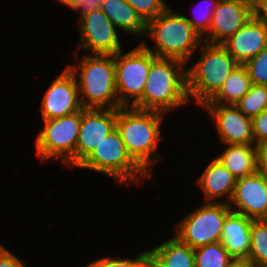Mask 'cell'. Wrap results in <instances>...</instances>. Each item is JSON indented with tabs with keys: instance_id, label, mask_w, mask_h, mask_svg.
I'll list each match as a JSON object with an SVG mask.
<instances>
[{
	"instance_id": "9c48e42d",
	"label": "cell",
	"mask_w": 267,
	"mask_h": 267,
	"mask_svg": "<svg viewBox=\"0 0 267 267\" xmlns=\"http://www.w3.org/2000/svg\"><path fill=\"white\" fill-rule=\"evenodd\" d=\"M114 63L118 102L122 107H133L142 98L152 52L140 44L126 53H116Z\"/></svg>"
},
{
	"instance_id": "44dd1931",
	"label": "cell",
	"mask_w": 267,
	"mask_h": 267,
	"mask_svg": "<svg viewBox=\"0 0 267 267\" xmlns=\"http://www.w3.org/2000/svg\"><path fill=\"white\" fill-rule=\"evenodd\" d=\"M101 10L116 29L137 37L145 34L146 23L126 0H103Z\"/></svg>"
},
{
	"instance_id": "e0dca14e",
	"label": "cell",
	"mask_w": 267,
	"mask_h": 267,
	"mask_svg": "<svg viewBox=\"0 0 267 267\" xmlns=\"http://www.w3.org/2000/svg\"><path fill=\"white\" fill-rule=\"evenodd\" d=\"M253 221V219L233 211L226 216L220 242L233 258H248Z\"/></svg>"
},
{
	"instance_id": "d6986e66",
	"label": "cell",
	"mask_w": 267,
	"mask_h": 267,
	"mask_svg": "<svg viewBox=\"0 0 267 267\" xmlns=\"http://www.w3.org/2000/svg\"><path fill=\"white\" fill-rule=\"evenodd\" d=\"M216 159L237 179L258 171L256 145L227 144Z\"/></svg>"
},
{
	"instance_id": "d6a6232c",
	"label": "cell",
	"mask_w": 267,
	"mask_h": 267,
	"mask_svg": "<svg viewBox=\"0 0 267 267\" xmlns=\"http://www.w3.org/2000/svg\"><path fill=\"white\" fill-rule=\"evenodd\" d=\"M258 171L267 176V140L256 145Z\"/></svg>"
},
{
	"instance_id": "d4e9b609",
	"label": "cell",
	"mask_w": 267,
	"mask_h": 267,
	"mask_svg": "<svg viewBox=\"0 0 267 267\" xmlns=\"http://www.w3.org/2000/svg\"><path fill=\"white\" fill-rule=\"evenodd\" d=\"M235 106L247 117L251 119L256 117L267 109V86L252 84Z\"/></svg>"
},
{
	"instance_id": "e575fe53",
	"label": "cell",
	"mask_w": 267,
	"mask_h": 267,
	"mask_svg": "<svg viewBox=\"0 0 267 267\" xmlns=\"http://www.w3.org/2000/svg\"><path fill=\"white\" fill-rule=\"evenodd\" d=\"M227 267H256L247 259L234 258Z\"/></svg>"
},
{
	"instance_id": "5bb4252c",
	"label": "cell",
	"mask_w": 267,
	"mask_h": 267,
	"mask_svg": "<svg viewBox=\"0 0 267 267\" xmlns=\"http://www.w3.org/2000/svg\"><path fill=\"white\" fill-rule=\"evenodd\" d=\"M116 128V109H81L75 168Z\"/></svg>"
},
{
	"instance_id": "2e32d148",
	"label": "cell",
	"mask_w": 267,
	"mask_h": 267,
	"mask_svg": "<svg viewBox=\"0 0 267 267\" xmlns=\"http://www.w3.org/2000/svg\"><path fill=\"white\" fill-rule=\"evenodd\" d=\"M238 64L245 65L267 46V24L256 12L222 44Z\"/></svg>"
},
{
	"instance_id": "9a60e30c",
	"label": "cell",
	"mask_w": 267,
	"mask_h": 267,
	"mask_svg": "<svg viewBox=\"0 0 267 267\" xmlns=\"http://www.w3.org/2000/svg\"><path fill=\"white\" fill-rule=\"evenodd\" d=\"M235 204V208L231 205ZM233 212L253 220H263L267 215V176L259 171L237 179L228 203Z\"/></svg>"
},
{
	"instance_id": "1f68e13d",
	"label": "cell",
	"mask_w": 267,
	"mask_h": 267,
	"mask_svg": "<svg viewBox=\"0 0 267 267\" xmlns=\"http://www.w3.org/2000/svg\"><path fill=\"white\" fill-rule=\"evenodd\" d=\"M103 0H77V2L73 6L74 11H78L80 15H84L91 11H96L101 9V4Z\"/></svg>"
},
{
	"instance_id": "603a6c76",
	"label": "cell",
	"mask_w": 267,
	"mask_h": 267,
	"mask_svg": "<svg viewBox=\"0 0 267 267\" xmlns=\"http://www.w3.org/2000/svg\"><path fill=\"white\" fill-rule=\"evenodd\" d=\"M233 259L221 242L194 249L195 267H227Z\"/></svg>"
},
{
	"instance_id": "484cf974",
	"label": "cell",
	"mask_w": 267,
	"mask_h": 267,
	"mask_svg": "<svg viewBox=\"0 0 267 267\" xmlns=\"http://www.w3.org/2000/svg\"><path fill=\"white\" fill-rule=\"evenodd\" d=\"M140 18L147 23L165 12L169 6L163 0H126Z\"/></svg>"
},
{
	"instance_id": "7c38bea8",
	"label": "cell",
	"mask_w": 267,
	"mask_h": 267,
	"mask_svg": "<svg viewBox=\"0 0 267 267\" xmlns=\"http://www.w3.org/2000/svg\"><path fill=\"white\" fill-rule=\"evenodd\" d=\"M223 144L255 145L252 119L244 115L235 105L204 103Z\"/></svg>"
},
{
	"instance_id": "8992f818",
	"label": "cell",
	"mask_w": 267,
	"mask_h": 267,
	"mask_svg": "<svg viewBox=\"0 0 267 267\" xmlns=\"http://www.w3.org/2000/svg\"><path fill=\"white\" fill-rule=\"evenodd\" d=\"M76 168L104 173L121 184L139 186L142 179L150 177L128 154L116 128Z\"/></svg>"
},
{
	"instance_id": "8fae6325",
	"label": "cell",
	"mask_w": 267,
	"mask_h": 267,
	"mask_svg": "<svg viewBox=\"0 0 267 267\" xmlns=\"http://www.w3.org/2000/svg\"><path fill=\"white\" fill-rule=\"evenodd\" d=\"M78 23H80L79 50L100 55H115L123 50L117 29L101 9L80 15Z\"/></svg>"
},
{
	"instance_id": "f546056e",
	"label": "cell",
	"mask_w": 267,
	"mask_h": 267,
	"mask_svg": "<svg viewBox=\"0 0 267 267\" xmlns=\"http://www.w3.org/2000/svg\"><path fill=\"white\" fill-rule=\"evenodd\" d=\"M252 128L255 145L267 140V109L252 118Z\"/></svg>"
},
{
	"instance_id": "52a82bcc",
	"label": "cell",
	"mask_w": 267,
	"mask_h": 267,
	"mask_svg": "<svg viewBox=\"0 0 267 267\" xmlns=\"http://www.w3.org/2000/svg\"><path fill=\"white\" fill-rule=\"evenodd\" d=\"M43 121V129L36 139V149L41 162L50 158L75 168V152L81 126V110L71 115Z\"/></svg>"
},
{
	"instance_id": "f35d334b",
	"label": "cell",
	"mask_w": 267,
	"mask_h": 267,
	"mask_svg": "<svg viewBox=\"0 0 267 267\" xmlns=\"http://www.w3.org/2000/svg\"><path fill=\"white\" fill-rule=\"evenodd\" d=\"M258 267H267V264H264V265H261V266H258Z\"/></svg>"
},
{
	"instance_id": "74e56055",
	"label": "cell",
	"mask_w": 267,
	"mask_h": 267,
	"mask_svg": "<svg viewBox=\"0 0 267 267\" xmlns=\"http://www.w3.org/2000/svg\"><path fill=\"white\" fill-rule=\"evenodd\" d=\"M263 221L267 223V215L263 218Z\"/></svg>"
},
{
	"instance_id": "f1b7e54d",
	"label": "cell",
	"mask_w": 267,
	"mask_h": 267,
	"mask_svg": "<svg viewBox=\"0 0 267 267\" xmlns=\"http://www.w3.org/2000/svg\"><path fill=\"white\" fill-rule=\"evenodd\" d=\"M205 5L203 6H206L209 2L210 4H208L206 6V8H204V11H202V13H200L199 11V7H201L200 5L198 6V4L196 5V8L197 10H199L197 12L198 13H194V17L192 18H188L187 16H185V18L189 21V23L201 34V36H203L208 30H209V27H210V24H211V18H212V14L218 4V2L220 0H203ZM201 1V2H203ZM200 3V2H199ZM211 6V7H210ZM202 8V7H201ZM195 12V11H193Z\"/></svg>"
},
{
	"instance_id": "8d00e7d4",
	"label": "cell",
	"mask_w": 267,
	"mask_h": 267,
	"mask_svg": "<svg viewBox=\"0 0 267 267\" xmlns=\"http://www.w3.org/2000/svg\"><path fill=\"white\" fill-rule=\"evenodd\" d=\"M145 267H156L153 262L150 260L146 265Z\"/></svg>"
},
{
	"instance_id": "6da1fadb",
	"label": "cell",
	"mask_w": 267,
	"mask_h": 267,
	"mask_svg": "<svg viewBox=\"0 0 267 267\" xmlns=\"http://www.w3.org/2000/svg\"><path fill=\"white\" fill-rule=\"evenodd\" d=\"M187 64L172 58H158L152 53L142 98L133 106L141 110L170 112L190 103Z\"/></svg>"
},
{
	"instance_id": "5b68a950",
	"label": "cell",
	"mask_w": 267,
	"mask_h": 267,
	"mask_svg": "<svg viewBox=\"0 0 267 267\" xmlns=\"http://www.w3.org/2000/svg\"><path fill=\"white\" fill-rule=\"evenodd\" d=\"M200 58L187 69L188 95L200 106L208 102L222 87L239 64L222 44L203 42Z\"/></svg>"
},
{
	"instance_id": "7a4b0ae2",
	"label": "cell",
	"mask_w": 267,
	"mask_h": 267,
	"mask_svg": "<svg viewBox=\"0 0 267 267\" xmlns=\"http://www.w3.org/2000/svg\"><path fill=\"white\" fill-rule=\"evenodd\" d=\"M164 113L135 107L116 109V129L131 158L152 176L151 165L161 158L155 154L161 140ZM150 167V168H149Z\"/></svg>"
},
{
	"instance_id": "4fadbf2b",
	"label": "cell",
	"mask_w": 267,
	"mask_h": 267,
	"mask_svg": "<svg viewBox=\"0 0 267 267\" xmlns=\"http://www.w3.org/2000/svg\"><path fill=\"white\" fill-rule=\"evenodd\" d=\"M81 109L76 79L65 67L44 93L40 108L42 120L71 115Z\"/></svg>"
},
{
	"instance_id": "30bf717a",
	"label": "cell",
	"mask_w": 267,
	"mask_h": 267,
	"mask_svg": "<svg viewBox=\"0 0 267 267\" xmlns=\"http://www.w3.org/2000/svg\"><path fill=\"white\" fill-rule=\"evenodd\" d=\"M256 12L257 0H220L212 14L209 30L202 36L203 41L223 44Z\"/></svg>"
},
{
	"instance_id": "cb8c5ba5",
	"label": "cell",
	"mask_w": 267,
	"mask_h": 267,
	"mask_svg": "<svg viewBox=\"0 0 267 267\" xmlns=\"http://www.w3.org/2000/svg\"><path fill=\"white\" fill-rule=\"evenodd\" d=\"M247 260L256 267L267 264V223L263 220H254L252 223Z\"/></svg>"
},
{
	"instance_id": "4316f807",
	"label": "cell",
	"mask_w": 267,
	"mask_h": 267,
	"mask_svg": "<svg viewBox=\"0 0 267 267\" xmlns=\"http://www.w3.org/2000/svg\"><path fill=\"white\" fill-rule=\"evenodd\" d=\"M150 261L149 250L143 251L135 258L128 259H118L115 256L111 258L110 256L100 258L85 267H145V265Z\"/></svg>"
},
{
	"instance_id": "3957f363",
	"label": "cell",
	"mask_w": 267,
	"mask_h": 267,
	"mask_svg": "<svg viewBox=\"0 0 267 267\" xmlns=\"http://www.w3.org/2000/svg\"><path fill=\"white\" fill-rule=\"evenodd\" d=\"M76 64L66 67L74 75L82 108L118 109L115 85L114 55L84 54L79 60L75 52Z\"/></svg>"
},
{
	"instance_id": "83f0119b",
	"label": "cell",
	"mask_w": 267,
	"mask_h": 267,
	"mask_svg": "<svg viewBox=\"0 0 267 267\" xmlns=\"http://www.w3.org/2000/svg\"><path fill=\"white\" fill-rule=\"evenodd\" d=\"M252 84L267 86V46L245 64Z\"/></svg>"
},
{
	"instance_id": "ffe728a7",
	"label": "cell",
	"mask_w": 267,
	"mask_h": 267,
	"mask_svg": "<svg viewBox=\"0 0 267 267\" xmlns=\"http://www.w3.org/2000/svg\"><path fill=\"white\" fill-rule=\"evenodd\" d=\"M150 260L156 267H195L194 249L176 236L149 249Z\"/></svg>"
},
{
	"instance_id": "4dcf8cb0",
	"label": "cell",
	"mask_w": 267,
	"mask_h": 267,
	"mask_svg": "<svg viewBox=\"0 0 267 267\" xmlns=\"http://www.w3.org/2000/svg\"><path fill=\"white\" fill-rule=\"evenodd\" d=\"M0 267H26V264L4 245H0Z\"/></svg>"
},
{
	"instance_id": "836d02e7",
	"label": "cell",
	"mask_w": 267,
	"mask_h": 267,
	"mask_svg": "<svg viewBox=\"0 0 267 267\" xmlns=\"http://www.w3.org/2000/svg\"><path fill=\"white\" fill-rule=\"evenodd\" d=\"M257 12L267 24V0H257Z\"/></svg>"
},
{
	"instance_id": "d590c367",
	"label": "cell",
	"mask_w": 267,
	"mask_h": 267,
	"mask_svg": "<svg viewBox=\"0 0 267 267\" xmlns=\"http://www.w3.org/2000/svg\"><path fill=\"white\" fill-rule=\"evenodd\" d=\"M60 3L65 4L69 8H73L74 4L77 2V0H58Z\"/></svg>"
},
{
	"instance_id": "7402d4cb",
	"label": "cell",
	"mask_w": 267,
	"mask_h": 267,
	"mask_svg": "<svg viewBox=\"0 0 267 267\" xmlns=\"http://www.w3.org/2000/svg\"><path fill=\"white\" fill-rule=\"evenodd\" d=\"M252 81L245 65L236 66L220 90L206 103L235 105L251 88Z\"/></svg>"
},
{
	"instance_id": "ba28073f",
	"label": "cell",
	"mask_w": 267,
	"mask_h": 267,
	"mask_svg": "<svg viewBox=\"0 0 267 267\" xmlns=\"http://www.w3.org/2000/svg\"><path fill=\"white\" fill-rule=\"evenodd\" d=\"M231 211L225 202H205L175 225V236L193 249L220 242L225 218Z\"/></svg>"
},
{
	"instance_id": "277c9868",
	"label": "cell",
	"mask_w": 267,
	"mask_h": 267,
	"mask_svg": "<svg viewBox=\"0 0 267 267\" xmlns=\"http://www.w3.org/2000/svg\"><path fill=\"white\" fill-rule=\"evenodd\" d=\"M145 33L153 39L156 48L142 45L156 57L177 59L187 65L203 43V37L185 16L170 7L146 23Z\"/></svg>"
},
{
	"instance_id": "ac0fdd59",
	"label": "cell",
	"mask_w": 267,
	"mask_h": 267,
	"mask_svg": "<svg viewBox=\"0 0 267 267\" xmlns=\"http://www.w3.org/2000/svg\"><path fill=\"white\" fill-rule=\"evenodd\" d=\"M237 182V178L227 170L215 157L199 177L197 184L205 195L206 202L216 203V198L226 197L229 203Z\"/></svg>"
}]
</instances>
